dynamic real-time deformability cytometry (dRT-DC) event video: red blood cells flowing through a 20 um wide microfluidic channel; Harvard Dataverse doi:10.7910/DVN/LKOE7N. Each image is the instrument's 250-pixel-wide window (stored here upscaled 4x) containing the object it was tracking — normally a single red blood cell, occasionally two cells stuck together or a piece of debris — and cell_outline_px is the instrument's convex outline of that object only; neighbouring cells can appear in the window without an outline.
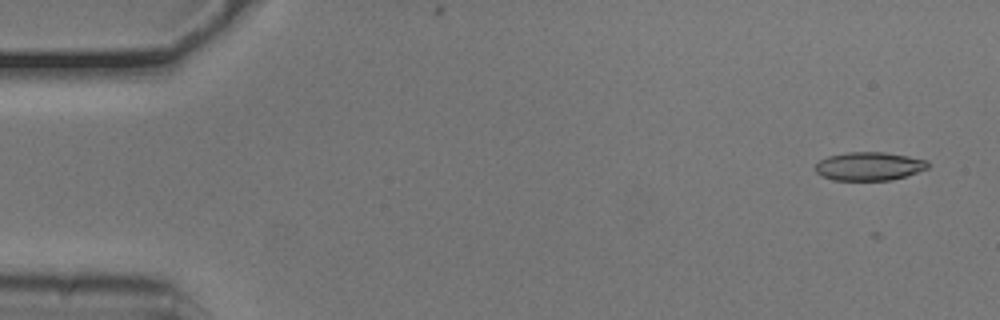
{"species": "common noctule bat (a hibernating species)", "species_latin": "Nyctalus noctula", "temperature_condition": "cold", "stored_images_in_passage": 44, "camera_frame_rate_fps": 3000, "um_per_image_px": 0.085, "animal": {"sex": "male", "body_mass_g": 20.5, "forearm_length_mm": 52.5}, "frame": {"image": 1, "passage_image": 4, "time_ms": 1.0, "image_size_px": [1000, 320], "cell_outline_px": [[928, 168], [892, 180], [832, 180], [820, 176], [816, 172], [816, 164], [820, 160], [828, 156], [848, 152], [884, 152], [908, 156], [928, 160]], "centroid_in_image_um": [73.85, 14.13], "position_along_channel_um": 11.1, "area_um2": 18.61}}
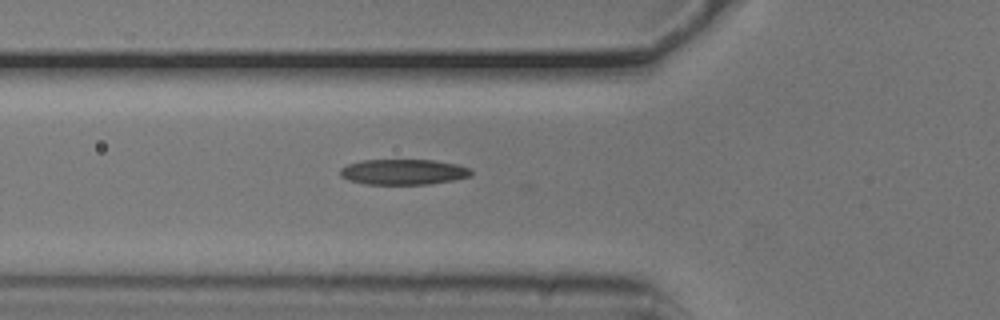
{"frame": {"image": 2, "passage_image": 20, "time_ms": 6.333, "image_size_px": [1000, 320], "cell_outline_px": [[472, 176], [452, 180], [428, 184], [364, 184], [348, 180], [340, 176], [340, 168], [348, 164], [364, 160], [432, 160], [456, 164], [472, 168]], "centroid_in_image_um": [34.29, 14.61], "position_along_channel_um": 91.5, "area_um2": 19.48}}
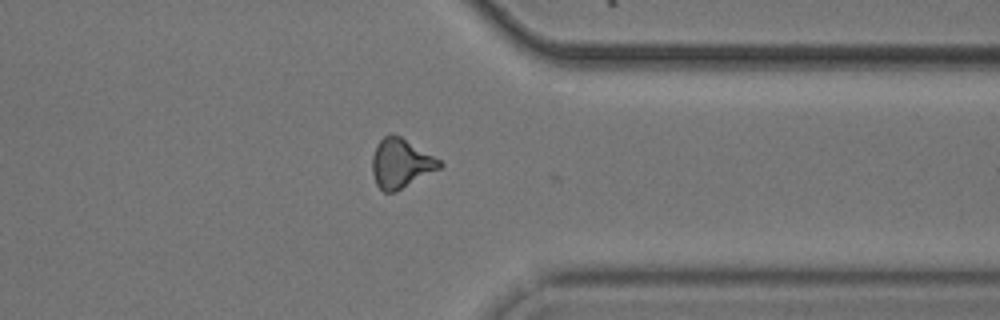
{"frame": {"image": 3, "passage_image": 43, "time_ms": 14.0, "image_size_px": [1000, 320], "cell_outline_px": [[444, 164], [440, 168], [396, 192], [384, 192], [376, 184], [372, 172], [372, 156], [376, 144], [384, 136], [400, 136], [440, 160]], "centroid_in_image_um": [34.05, 13.91], "position_along_channel_um": 377.3, "area_um2": 19.07}, "authors_computed_cell_mechanics": {"area_um2": 19.2185, "velocity_mm_per_s": 3.7884, "shape_relaxation_time_tau1_ms": 3.8365, "shape_relaxation_time_tau2_ms": 3.2787, "deformation_change_tau1": 0.1389, "deformation_change_tau2": 0.121}}